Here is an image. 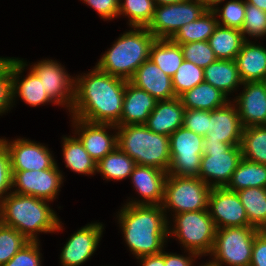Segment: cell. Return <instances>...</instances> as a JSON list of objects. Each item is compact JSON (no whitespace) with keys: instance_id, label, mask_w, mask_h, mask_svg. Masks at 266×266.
<instances>
[{"instance_id":"cell-6","label":"cell","mask_w":266,"mask_h":266,"mask_svg":"<svg viewBox=\"0 0 266 266\" xmlns=\"http://www.w3.org/2000/svg\"><path fill=\"white\" fill-rule=\"evenodd\" d=\"M173 218L175 224L173 228L168 226V236L174 235L184 250L199 257L211 254L217 228L208 209L173 214Z\"/></svg>"},{"instance_id":"cell-31","label":"cell","mask_w":266,"mask_h":266,"mask_svg":"<svg viewBox=\"0 0 266 266\" xmlns=\"http://www.w3.org/2000/svg\"><path fill=\"white\" fill-rule=\"evenodd\" d=\"M217 26L215 13L212 10H207L197 20L182 26L170 40L176 44L208 41Z\"/></svg>"},{"instance_id":"cell-50","label":"cell","mask_w":266,"mask_h":266,"mask_svg":"<svg viewBox=\"0 0 266 266\" xmlns=\"http://www.w3.org/2000/svg\"><path fill=\"white\" fill-rule=\"evenodd\" d=\"M207 10H212L216 6H219L218 4H221V2L225 0H199Z\"/></svg>"},{"instance_id":"cell-8","label":"cell","mask_w":266,"mask_h":266,"mask_svg":"<svg viewBox=\"0 0 266 266\" xmlns=\"http://www.w3.org/2000/svg\"><path fill=\"white\" fill-rule=\"evenodd\" d=\"M241 159L240 145L204 140L198 177L211 188L226 187Z\"/></svg>"},{"instance_id":"cell-15","label":"cell","mask_w":266,"mask_h":266,"mask_svg":"<svg viewBox=\"0 0 266 266\" xmlns=\"http://www.w3.org/2000/svg\"><path fill=\"white\" fill-rule=\"evenodd\" d=\"M0 141L8 149L12 171L44 170L56 163L48 147L39 142L24 138H17L10 142L0 138Z\"/></svg>"},{"instance_id":"cell-29","label":"cell","mask_w":266,"mask_h":266,"mask_svg":"<svg viewBox=\"0 0 266 266\" xmlns=\"http://www.w3.org/2000/svg\"><path fill=\"white\" fill-rule=\"evenodd\" d=\"M250 187L266 188V164L242 157L226 188L237 192Z\"/></svg>"},{"instance_id":"cell-42","label":"cell","mask_w":266,"mask_h":266,"mask_svg":"<svg viewBox=\"0 0 266 266\" xmlns=\"http://www.w3.org/2000/svg\"><path fill=\"white\" fill-rule=\"evenodd\" d=\"M40 243L29 241L3 266H41Z\"/></svg>"},{"instance_id":"cell-10","label":"cell","mask_w":266,"mask_h":266,"mask_svg":"<svg viewBox=\"0 0 266 266\" xmlns=\"http://www.w3.org/2000/svg\"><path fill=\"white\" fill-rule=\"evenodd\" d=\"M171 164L170 175L198 177L204 137L183 126L169 136Z\"/></svg>"},{"instance_id":"cell-1","label":"cell","mask_w":266,"mask_h":266,"mask_svg":"<svg viewBox=\"0 0 266 266\" xmlns=\"http://www.w3.org/2000/svg\"><path fill=\"white\" fill-rule=\"evenodd\" d=\"M127 80L112 76L96 66L75 77L71 116L91 123L116 125L121 118Z\"/></svg>"},{"instance_id":"cell-19","label":"cell","mask_w":266,"mask_h":266,"mask_svg":"<svg viewBox=\"0 0 266 266\" xmlns=\"http://www.w3.org/2000/svg\"><path fill=\"white\" fill-rule=\"evenodd\" d=\"M167 176L166 171L156 167L136 164L130 178L142 199L132 200L126 204L161 205Z\"/></svg>"},{"instance_id":"cell-5","label":"cell","mask_w":266,"mask_h":266,"mask_svg":"<svg viewBox=\"0 0 266 266\" xmlns=\"http://www.w3.org/2000/svg\"><path fill=\"white\" fill-rule=\"evenodd\" d=\"M117 147L136 164L168 171L171 164L169 136L152 132L145 124L117 126Z\"/></svg>"},{"instance_id":"cell-18","label":"cell","mask_w":266,"mask_h":266,"mask_svg":"<svg viewBox=\"0 0 266 266\" xmlns=\"http://www.w3.org/2000/svg\"><path fill=\"white\" fill-rule=\"evenodd\" d=\"M242 93L232 99L243 128L266 125V90L260 81L243 82Z\"/></svg>"},{"instance_id":"cell-38","label":"cell","mask_w":266,"mask_h":266,"mask_svg":"<svg viewBox=\"0 0 266 266\" xmlns=\"http://www.w3.org/2000/svg\"><path fill=\"white\" fill-rule=\"evenodd\" d=\"M216 6L212 11L215 13L218 25L240 30L244 24L246 1L230 0L222 7ZM221 19V20H220Z\"/></svg>"},{"instance_id":"cell-4","label":"cell","mask_w":266,"mask_h":266,"mask_svg":"<svg viewBox=\"0 0 266 266\" xmlns=\"http://www.w3.org/2000/svg\"><path fill=\"white\" fill-rule=\"evenodd\" d=\"M114 42L99 59L96 67L112 76L129 81L139 66L149 59L156 38L146 27H133Z\"/></svg>"},{"instance_id":"cell-24","label":"cell","mask_w":266,"mask_h":266,"mask_svg":"<svg viewBox=\"0 0 266 266\" xmlns=\"http://www.w3.org/2000/svg\"><path fill=\"white\" fill-rule=\"evenodd\" d=\"M185 107L180 98L157 101L146 126L154 133L170 136L183 126Z\"/></svg>"},{"instance_id":"cell-44","label":"cell","mask_w":266,"mask_h":266,"mask_svg":"<svg viewBox=\"0 0 266 266\" xmlns=\"http://www.w3.org/2000/svg\"><path fill=\"white\" fill-rule=\"evenodd\" d=\"M12 169L10 164V155L6 146L0 141V204L2 200L13 190L12 187Z\"/></svg>"},{"instance_id":"cell-23","label":"cell","mask_w":266,"mask_h":266,"mask_svg":"<svg viewBox=\"0 0 266 266\" xmlns=\"http://www.w3.org/2000/svg\"><path fill=\"white\" fill-rule=\"evenodd\" d=\"M157 100L148 92L127 81L122 113L116 126L146 124Z\"/></svg>"},{"instance_id":"cell-45","label":"cell","mask_w":266,"mask_h":266,"mask_svg":"<svg viewBox=\"0 0 266 266\" xmlns=\"http://www.w3.org/2000/svg\"><path fill=\"white\" fill-rule=\"evenodd\" d=\"M12 74L9 65L0 73V115L13 107Z\"/></svg>"},{"instance_id":"cell-49","label":"cell","mask_w":266,"mask_h":266,"mask_svg":"<svg viewBox=\"0 0 266 266\" xmlns=\"http://www.w3.org/2000/svg\"><path fill=\"white\" fill-rule=\"evenodd\" d=\"M142 266H165L164 251L156 255H145L137 258Z\"/></svg>"},{"instance_id":"cell-17","label":"cell","mask_w":266,"mask_h":266,"mask_svg":"<svg viewBox=\"0 0 266 266\" xmlns=\"http://www.w3.org/2000/svg\"><path fill=\"white\" fill-rule=\"evenodd\" d=\"M103 225L95 222L81 227L70 236L60 254L62 266H79L89 260L98 248Z\"/></svg>"},{"instance_id":"cell-28","label":"cell","mask_w":266,"mask_h":266,"mask_svg":"<svg viewBox=\"0 0 266 266\" xmlns=\"http://www.w3.org/2000/svg\"><path fill=\"white\" fill-rule=\"evenodd\" d=\"M245 41L240 30L218 25L208 43L217 59L234 60Z\"/></svg>"},{"instance_id":"cell-14","label":"cell","mask_w":266,"mask_h":266,"mask_svg":"<svg viewBox=\"0 0 266 266\" xmlns=\"http://www.w3.org/2000/svg\"><path fill=\"white\" fill-rule=\"evenodd\" d=\"M208 211L217 229L252 226L237 192L226 187L211 189Z\"/></svg>"},{"instance_id":"cell-43","label":"cell","mask_w":266,"mask_h":266,"mask_svg":"<svg viewBox=\"0 0 266 266\" xmlns=\"http://www.w3.org/2000/svg\"><path fill=\"white\" fill-rule=\"evenodd\" d=\"M210 124V111L185 109L183 127L203 137L206 136Z\"/></svg>"},{"instance_id":"cell-13","label":"cell","mask_w":266,"mask_h":266,"mask_svg":"<svg viewBox=\"0 0 266 266\" xmlns=\"http://www.w3.org/2000/svg\"><path fill=\"white\" fill-rule=\"evenodd\" d=\"M32 66L31 69L40 78L48 96L56 105H66L70 112L74 103L75 77L66 73L64 66L56 60L43 59Z\"/></svg>"},{"instance_id":"cell-53","label":"cell","mask_w":266,"mask_h":266,"mask_svg":"<svg viewBox=\"0 0 266 266\" xmlns=\"http://www.w3.org/2000/svg\"><path fill=\"white\" fill-rule=\"evenodd\" d=\"M260 82L264 85L266 90V75L263 77V79Z\"/></svg>"},{"instance_id":"cell-41","label":"cell","mask_w":266,"mask_h":266,"mask_svg":"<svg viewBox=\"0 0 266 266\" xmlns=\"http://www.w3.org/2000/svg\"><path fill=\"white\" fill-rule=\"evenodd\" d=\"M241 32L245 38L246 34L249 37L260 38L266 35V11L260 10L256 6L246 3L244 24Z\"/></svg>"},{"instance_id":"cell-33","label":"cell","mask_w":266,"mask_h":266,"mask_svg":"<svg viewBox=\"0 0 266 266\" xmlns=\"http://www.w3.org/2000/svg\"><path fill=\"white\" fill-rule=\"evenodd\" d=\"M248 222L259 230L266 228V188L250 187L237 191Z\"/></svg>"},{"instance_id":"cell-51","label":"cell","mask_w":266,"mask_h":266,"mask_svg":"<svg viewBox=\"0 0 266 266\" xmlns=\"http://www.w3.org/2000/svg\"><path fill=\"white\" fill-rule=\"evenodd\" d=\"M246 3L256 6L260 10L266 11V0H245Z\"/></svg>"},{"instance_id":"cell-16","label":"cell","mask_w":266,"mask_h":266,"mask_svg":"<svg viewBox=\"0 0 266 266\" xmlns=\"http://www.w3.org/2000/svg\"><path fill=\"white\" fill-rule=\"evenodd\" d=\"M72 124L75 128L77 138L83 144L88 154L98 162L107 154L117 148V131L110 135L107 129L117 130L114 124L91 123L79 118L72 117Z\"/></svg>"},{"instance_id":"cell-52","label":"cell","mask_w":266,"mask_h":266,"mask_svg":"<svg viewBox=\"0 0 266 266\" xmlns=\"http://www.w3.org/2000/svg\"><path fill=\"white\" fill-rule=\"evenodd\" d=\"M188 0H154V3L156 6H160V5H170V4H174V3H180V2H185Z\"/></svg>"},{"instance_id":"cell-12","label":"cell","mask_w":266,"mask_h":266,"mask_svg":"<svg viewBox=\"0 0 266 266\" xmlns=\"http://www.w3.org/2000/svg\"><path fill=\"white\" fill-rule=\"evenodd\" d=\"M12 192L53 201L63 184V175L57 163L44 170L12 171Z\"/></svg>"},{"instance_id":"cell-3","label":"cell","mask_w":266,"mask_h":266,"mask_svg":"<svg viewBox=\"0 0 266 266\" xmlns=\"http://www.w3.org/2000/svg\"><path fill=\"white\" fill-rule=\"evenodd\" d=\"M49 201L9 192L0 204V223L16 229L28 241H39L40 232L62 230V222L49 207Z\"/></svg>"},{"instance_id":"cell-32","label":"cell","mask_w":266,"mask_h":266,"mask_svg":"<svg viewBox=\"0 0 266 266\" xmlns=\"http://www.w3.org/2000/svg\"><path fill=\"white\" fill-rule=\"evenodd\" d=\"M63 157L67 168L78 174L94 175L97 162L84 149L77 137H63Z\"/></svg>"},{"instance_id":"cell-46","label":"cell","mask_w":266,"mask_h":266,"mask_svg":"<svg viewBox=\"0 0 266 266\" xmlns=\"http://www.w3.org/2000/svg\"><path fill=\"white\" fill-rule=\"evenodd\" d=\"M95 9L103 20H111L119 16L120 0H82Z\"/></svg>"},{"instance_id":"cell-30","label":"cell","mask_w":266,"mask_h":266,"mask_svg":"<svg viewBox=\"0 0 266 266\" xmlns=\"http://www.w3.org/2000/svg\"><path fill=\"white\" fill-rule=\"evenodd\" d=\"M149 59L171 78L184 61L180 45L170 39H156L151 45Z\"/></svg>"},{"instance_id":"cell-26","label":"cell","mask_w":266,"mask_h":266,"mask_svg":"<svg viewBox=\"0 0 266 266\" xmlns=\"http://www.w3.org/2000/svg\"><path fill=\"white\" fill-rule=\"evenodd\" d=\"M179 98L185 109L205 111L223 107L230 101L226 94L205 81L186 91Z\"/></svg>"},{"instance_id":"cell-39","label":"cell","mask_w":266,"mask_h":266,"mask_svg":"<svg viewBox=\"0 0 266 266\" xmlns=\"http://www.w3.org/2000/svg\"><path fill=\"white\" fill-rule=\"evenodd\" d=\"M29 241L16 229L0 223V266H3Z\"/></svg>"},{"instance_id":"cell-47","label":"cell","mask_w":266,"mask_h":266,"mask_svg":"<svg viewBox=\"0 0 266 266\" xmlns=\"http://www.w3.org/2000/svg\"><path fill=\"white\" fill-rule=\"evenodd\" d=\"M249 266H266V233L263 230L254 238Z\"/></svg>"},{"instance_id":"cell-11","label":"cell","mask_w":266,"mask_h":266,"mask_svg":"<svg viewBox=\"0 0 266 266\" xmlns=\"http://www.w3.org/2000/svg\"><path fill=\"white\" fill-rule=\"evenodd\" d=\"M206 11L199 0L156 6L146 28L156 39H170L182 26L197 20Z\"/></svg>"},{"instance_id":"cell-35","label":"cell","mask_w":266,"mask_h":266,"mask_svg":"<svg viewBox=\"0 0 266 266\" xmlns=\"http://www.w3.org/2000/svg\"><path fill=\"white\" fill-rule=\"evenodd\" d=\"M240 148L243 158L266 164V125L243 128Z\"/></svg>"},{"instance_id":"cell-54","label":"cell","mask_w":266,"mask_h":266,"mask_svg":"<svg viewBox=\"0 0 266 266\" xmlns=\"http://www.w3.org/2000/svg\"><path fill=\"white\" fill-rule=\"evenodd\" d=\"M200 266H215V265H213V264H211L210 262H206L204 265H200Z\"/></svg>"},{"instance_id":"cell-48","label":"cell","mask_w":266,"mask_h":266,"mask_svg":"<svg viewBox=\"0 0 266 266\" xmlns=\"http://www.w3.org/2000/svg\"><path fill=\"white\" fill-rule=\"evenodd\" d=\"M189 255H178L173 253H166L164 251L165 266H193L195 258L199 257L196 253L188 251ZM194 258V260H193Z\"/></svg>"},{"instance_id":"cell-20","label":"cell","mask_w":266,"mask_h":266,"mask_svg":"<svg viewBox=\"0 0 266 266\" xmlns=\"http://www.w3.org/2000/svg\"><path fill=\"white\" fill-rule=\"evenodd\" d=\"M242 132L237 108L229 101L223 107L210 111V124L204 140H216L236 146L241 143Z\"/></svg>"},{"instance_id":"cell-25","label":"cell","mask_w":266,"mask_h":266,"mask_svg":"<svg viewBox=\"0 0 266 266\" xmlns=\"http://www.w3.org/2000/svg\"><path fill=\"white\" fill-rule=\"evenodd\" d=\"M242 82L261 81L266 75V48L246 40L235 57Z\"/></svg>"},{"instance_id":"cell-2","label":"cell","mask_w":266,"mask_h":266,"mask_svg":"<svg viewBox=\"0 0 266 266\" xmlns=\"http://www.w3.org/2000/svg\"><path fill=\"white\" fill-rule=\"evenodd\" d=\"M123 206L117 218L130 251L136 258L161 253L168 240L170 223L161 205Z\"/></svg>"},{"instance_id":"cell-7","label":"cell","mask_w":266,"mask_h":266,"mask_svg":"<svg viewBox=\"0 0 266 266\" xmlns=\"http://www.w3.org/2000/svg\"><path fill=\"white\" fill-rule=\"evenodd\" d=\"M260 231L254 226L217 229L209 262L215 266H249L254 238Z\"/></svg>"},{"instance_id":"cell-37","label":"cell","mask_w":266,"mask_h":266,"mask_svg":"<svg viewBox=\"0 0 266 266\" xmlns=\"http://www.w3.org/2000/svg\"><path fill=\"white\" fill-rule=\"evenodd\" d=\"M204 82V68L184 60L172 77L176 97Z\"/></svg>"},{"instance_id":"cell-27","label":"cell","mask_w":266,"mask_h":266,"mask_svg":"<svg viewBox=\"0 0 266 266\" xmlns=\"http://www.w3.org/2000/svg\"><path fill=\"white\" fill-rule=\"evenodd\" d=\"M204 81L221 90L227 96L243 83L236 62L224 59H217L204 68Z\"/></svg>"},{"instance_id":"cell-40","label":"cell","mask_w":266,"mask_h":266,"mask_svg":"<svg viewBox=\"0 0 266 266\" xmlns=\"http://www.w3.org/2000/svg\"><path fill=\"white\" fill-rule=\"evenodd\" d=\"M179 45L184 60L192 62L199 67L205 68L217 60L208 41H197Z\"/></svg>"},{"instance_id":"cell-34","label":"cell","mask_w":266,"mask_h":266,"mask_svg":"<svg viewBox=\"0 0 266 266\" xmlns=\"http://www.w3.org/2000/svg\"><path fill=\"white\" fill-rule=\"evenodd\" d=\"M135 161L118 147L96 164V172L101 173L106 180H122L130 177L135 167Z\"/></svg>"},{"instance_id":"cell-9","label":"cell","mask_w":266,"mask_h":266,"mask_svg":"<svg viewBox=\"0 0 266 266\" xmlns=\"http://www.w3.org/2000/svg\"><path fill=\"white\" fill-rule=\"evenodd\" d=\"M211 189L199 177L168 174L161 207L165 214L170 209L174 214L207 210Z\"/></svg>"},{"instance_id":"cell-21","label":"cell","mask_w":266,"mask_h":266,"mask_svg":"<svg viewBox=\"0 0 266 266\" xmlns=\"http://www.w3.org/2000/svg\"><path fill=\"white\" fill-rule=\"evenodd\" d=\"M28 66L23 59L13 58L10 62L12 74V96L13 103L15 98L19 96L28 105L33 107L44 105L46 103L56 104L44 90V86L38 75L31 69L28 75L20 80V74L23 73L25 67Z\"/></svg>"},{"instance_id":"cell-36","label":"cell","mask_w":266,"mask_h":266,"mask_svg":"<svg viewBox=\"0 0 266 266\" xmlns=\"http://www.w3.org/2000/svg\"><path fill=\"white\" fill-rule=\"evenodd\" d=\"M155 7L154 0H120L119 16H128L131 28L147 27L153 18Z\"/></svg>"},{"instance_id":"cell-22","label":"cell","mask_w":266,"mask_h":266,"mask_svg":"<svg viewBox=\"0 0 266 266\" xmlns=\"http://www.w3.org/2000/svg\"><path fill=\"white\" fill-rule=\"evenodd\" d=\"M129 81L148 92L157 101L176 98L172 78L164 73L151 59H147L142 63Z\"/></svg>"}]
</instances>
